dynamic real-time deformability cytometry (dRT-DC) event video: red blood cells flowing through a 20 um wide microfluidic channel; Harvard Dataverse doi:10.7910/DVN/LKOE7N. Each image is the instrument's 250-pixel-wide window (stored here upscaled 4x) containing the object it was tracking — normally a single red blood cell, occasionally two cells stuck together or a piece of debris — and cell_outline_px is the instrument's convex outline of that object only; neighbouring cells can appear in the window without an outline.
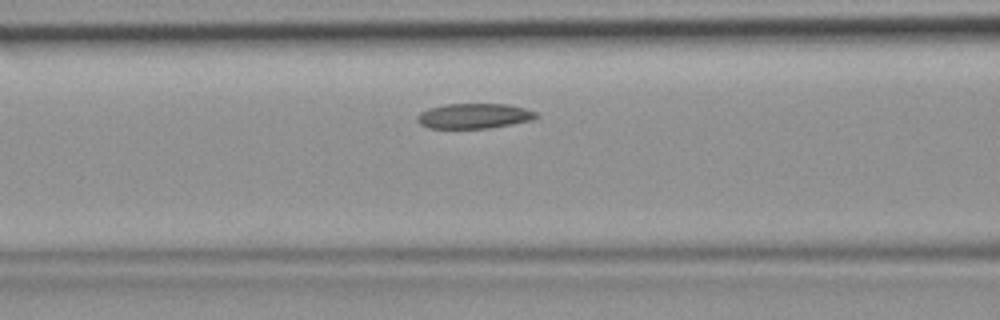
{"species": "common noctule bat (a hibernating species)", "species_latin": "Nyctalus noctula", "temperature_condition": "room temperature", "stored_images_in_passage": 36, "camera_frame_rate_fps": 3000, "um_per_image_px": 0.085, "animal": {"sex": "female", "body_mass_g": 19.9}, "frame": {"image": 1, "passage_image": 10, "time_ms": 3.0, "image_size_px": [1000, 320], "cell_outline_px": [[540, 116], [532, 120], [512, 124], [488, 128], [428, 128], [420, 124], [416, 120], [416, 116], [420, 112], [428, 108], [444, 104], [508, 104], [524, 108], [536, 112]], "centroid_in_image_um": [40.28, 9.85], "position_along_channel_um": 126.3, "area_um2": 17.51}}
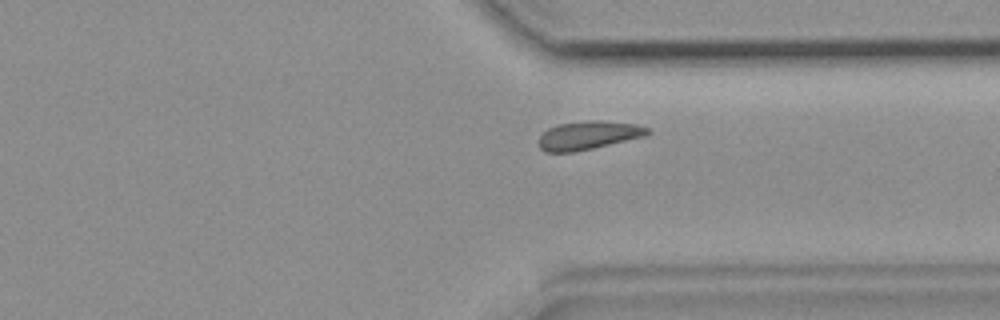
{"frame": {"image": 2, "passage_image": 26, "time_ms": 8.333, "image_size_px": [1000, 320], "cell_outline_px": [[652, 132], [644, 136], [592, 148], [572, 152], [544, 152], [540, 148], [540, 136], [548, 128], [560, 124], [588, 120], [600, 120], [636, 124], [648, 128]], "centroid_in_image_um": [50.01, 11.49], "position_along_channel_um": 361.4, "area_um2": 17.8}}
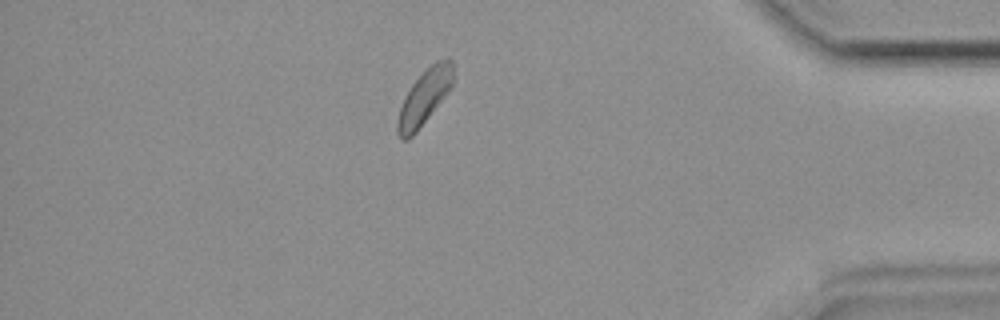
{"frame": {"image": 3, "passage_image": 31, "time_ms": 10.0, "image_size_px": [1000, 320], "cell_outline_px": [[456, 80], [448, 92], [416, 132], [408, 140], [400, 140], [396, 132], [396, 124], [400, 108], [404, 96], [412, 84], [436, 60], [448, 56], [452, 60]], "centroid_in_image_um": [36.1, 8.24], "position_along_channel_um": 399.1, "area_um2": 18.03}}